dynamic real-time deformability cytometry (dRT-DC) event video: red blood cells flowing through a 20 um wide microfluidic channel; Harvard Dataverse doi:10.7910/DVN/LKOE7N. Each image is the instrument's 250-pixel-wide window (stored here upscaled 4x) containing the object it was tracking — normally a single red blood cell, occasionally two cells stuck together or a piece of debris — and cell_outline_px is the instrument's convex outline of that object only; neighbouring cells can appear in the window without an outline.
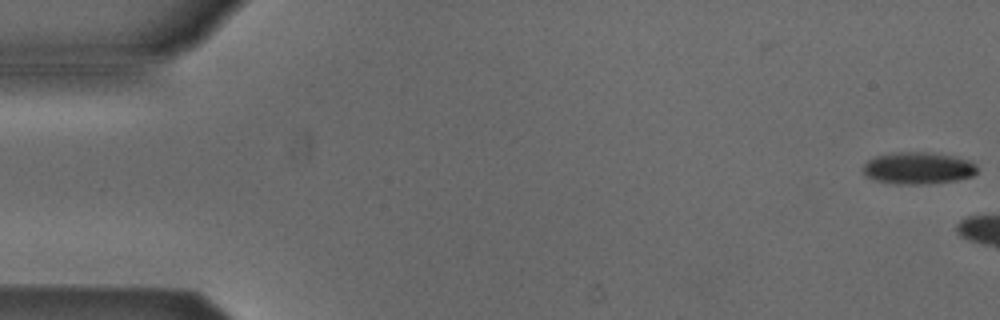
{"species": "Egyptian fruit bat (a non-hibernating species)", "species_latin": "Rousettus aegyptiacus", "temperature_condition": "cold", "stored_images_in_passage": 2, "camera_frame_rate_fps": 3000, "um_per_image_px": 0.085, "animal": {"sex": "male"}, "frame": {"image": 1, "passage_image": 1, "time_ms": 0.0, "image_size_px": [1000, 320], "cell_outline_px": [[976, 172], [972, 176], [956, 180], [924, 184], [896, 184], [876, 180], [864, 176], [864, 164], [868, 160], [876, 156], [896, 152], [928, 152], [952, 156], [972, 160], [976, 164]], "centroid_in_image_um": [78.04, 14.29], "position_along_channel_um": 7.0, "area_um2": 21.21}}